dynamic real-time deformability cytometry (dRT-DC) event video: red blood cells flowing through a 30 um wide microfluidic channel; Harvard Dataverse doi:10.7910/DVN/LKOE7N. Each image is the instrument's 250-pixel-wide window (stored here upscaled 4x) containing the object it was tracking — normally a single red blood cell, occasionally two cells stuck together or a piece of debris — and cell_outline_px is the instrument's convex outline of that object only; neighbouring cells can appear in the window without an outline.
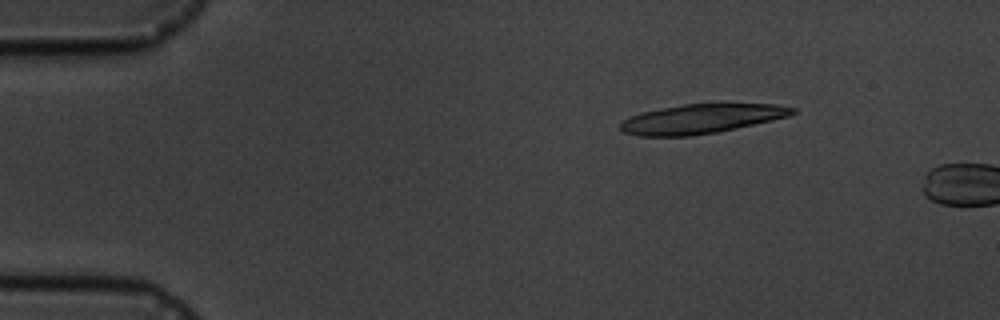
{"species": "common noctule bat (a hibernating species)", "species_latin": "Nyctalus noctula", "temperature_condition": "cold", "stored_images_in_passage": 2, "camera_frame_rate_fps": 3000, "um_per_image_px": 0.085, "animal": {"sex": "male", "body_mass_g": 19.5, "forearm_length_mm": 54.6}, "frame": {"image": 1, "passage_image": 1, "time_ms": 0.0, "image_size_px": [1000, 320], "cell_outline_px": [[796, 112], [788, 116], [772, 120], [716, 132], [688, 136], [640, 136], [624, 132], [620, 128], [620, 120], [628, 116], [640, 112], [684, 104], [776, 104], [796, 108]], "centroid_in_image_um": [59.55, 10.09], "position_along_channel_um": 25.4, "area_um2": 29.25}}